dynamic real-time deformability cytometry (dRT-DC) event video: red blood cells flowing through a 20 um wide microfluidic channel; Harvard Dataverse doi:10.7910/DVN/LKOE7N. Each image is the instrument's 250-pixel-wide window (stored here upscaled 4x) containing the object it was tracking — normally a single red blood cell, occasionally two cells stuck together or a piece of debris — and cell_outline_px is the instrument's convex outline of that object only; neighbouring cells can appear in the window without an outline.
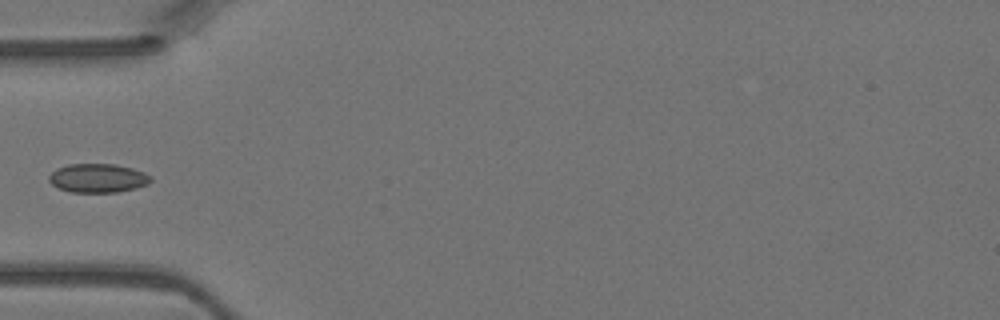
{"species": "Egyptian fruit bat (a non-hibernating species)", "species_latin": "Rousettus aegyptiacus", "temperature_condition": "warm", "stored_images_in_passage": 32, "camera_frame_rate_fps": 3000, "um_per_image_px": 0.085, "animal": {"sex": "female"}, "frame": {"image": 1, "passage_image": 1, "time_ms": 0.0, "image_size_px": [1000, 320], "cell_outline_px": [[152, 180], [148, 184], [136, 188], [116, 192], [72, 192], [60, 188], [52, 184], [48, 180], [48, 176], [56, 168], [68, 164], [116, 164], [132, 168], [144, 172], [152, 176]], "centroid_in_image_um": [8.33, 15.13], "position_along_channel_um": 76.7, "area_um2": 17.17}}
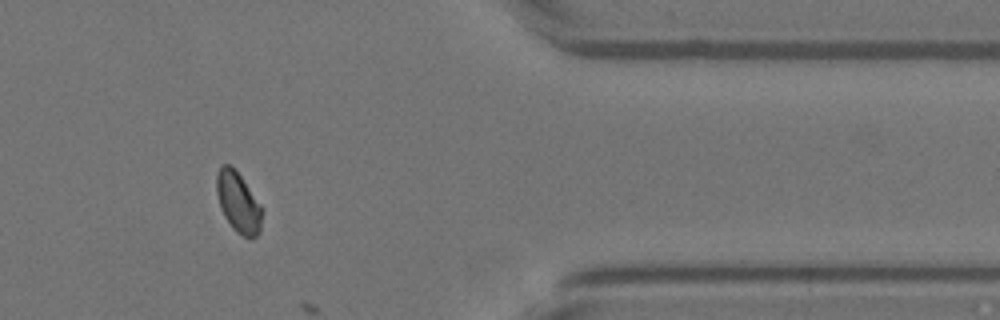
{"frame": {"image": 2, "passage_image": 24, "time_ms": 7.667, "image_size_px": [1000, 320], "cell_outline_px": [[264, 208], [260, 232], [252, 240], [248, 240], [236, 232], [232, 228], [224, 216], [220, 208], [216, 192], [216, 176], [220, 168], [224, 164], [232, 164]], "centroid_in_image_um": [20.28, 17.24], "position_along_channel_um": 391.1, "area_um2": 16.53}}
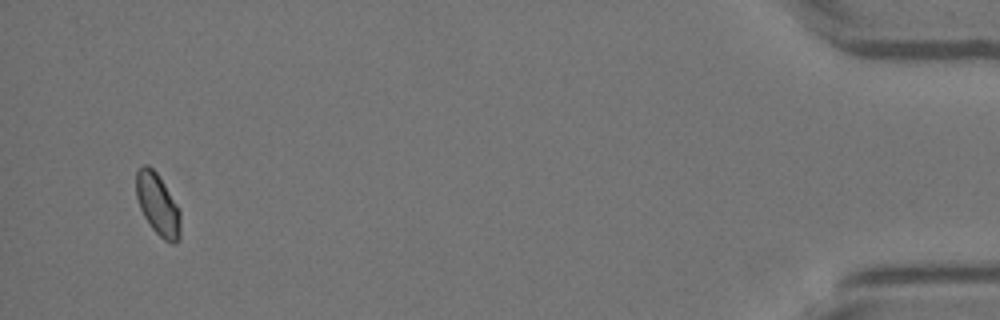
{"frame": {"image": 3, "passage_image": 30, "time_ms": 9.667, "image_size_px": [1000, 320], "cell_outline_px": [[180, 236], [176, 244], [172, 244], [164, 240], [152, 228], [144, 216], [140, 208], [136, 196], [136, 172], [144, 164], [148, 164], [156, 172], [180, 208]], "centroid_in_image_um": [13.42, 17.39], "position_along_channel_um": 421.8, "area_um2": 15.95}}